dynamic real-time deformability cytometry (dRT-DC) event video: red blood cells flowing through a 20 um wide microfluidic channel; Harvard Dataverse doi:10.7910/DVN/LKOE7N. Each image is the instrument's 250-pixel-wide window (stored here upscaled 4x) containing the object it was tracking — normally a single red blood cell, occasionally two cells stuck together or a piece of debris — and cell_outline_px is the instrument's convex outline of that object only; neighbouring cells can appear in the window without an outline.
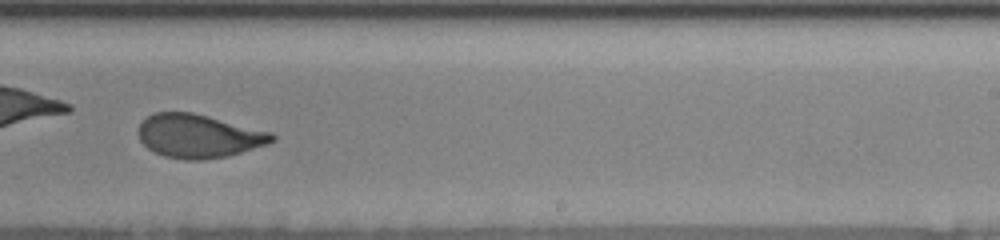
{"species": "human", "species_latin": "Homo sapiens", "temperature_condition": "cold", "stored_images_in_passage": 41, "camera_frame_rate_fps": 3000, "um_per_image_px": 0.085, "donor": {"sex": "female"}, "frame": {"image": 1, "passage_image": 24, "time_ms": 7.667, "image_size_px": [1000, 240], "cell_outline_px": [[276, 140], [268, 144], [228, 156], [200, 160], [184, 160], [164, 156], [148, 148], [140, 140], [140, 124], [148, 116], [156, 112], [192, 112], [272, 132], [276, 136]], "centroid_in_image_um": [16.92, 11.57], "position_along_channel_um": 272.1, "area_um2": 33.7}, "authors_computed_cell_mechanics": {"area_um2": 35.0268, "velocity_mm_per_s": 3.4998, "shape_relaxation_time_tau1_ms": 4.9914, "shape_relaxation_time_tau2_ms": 0.8537, "deformation_change_tau1": 0.1561, "deformation_change_tau2": 0.0545}}